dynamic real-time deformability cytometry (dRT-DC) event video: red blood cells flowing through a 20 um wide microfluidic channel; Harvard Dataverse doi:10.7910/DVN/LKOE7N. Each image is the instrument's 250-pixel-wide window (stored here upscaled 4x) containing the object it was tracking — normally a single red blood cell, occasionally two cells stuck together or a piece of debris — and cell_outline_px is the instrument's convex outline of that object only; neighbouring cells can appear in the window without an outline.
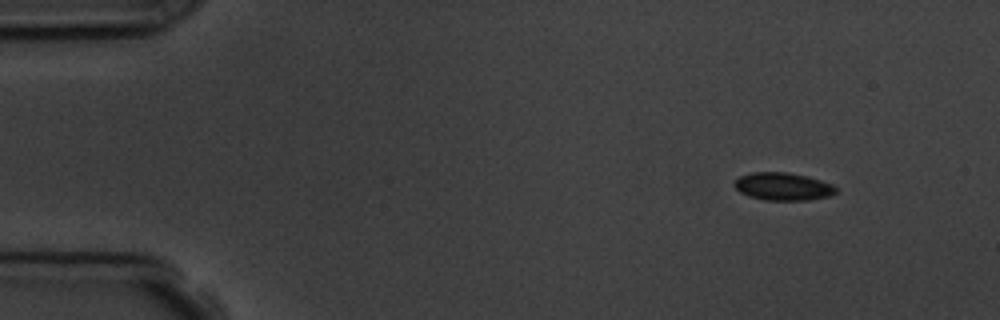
{"species": "common noctule bat (a hibernating species)", "species_latin": "Nyctalus noctula", "temperature_condition": "room temperature", "stored_images_in_passage": 4, "camera_frame_rate_fps": 3000, "um_per_image_px": 0.085, "animal": {"sex": "male", "body_mass_g": 19.5, "forearm_length_mm": 54.6}, "frame": {"image": 1, "passage_image": 1, "time_ms": 0.0, "image_size_px": [1000, 320], "cell_outline_px": [[836, 192], [828, 196], [808, 200], [764, 200], [740, 192], [732, 184], [732, 180], [740, 176], [752, 172], [788, 172], [808, 176], [832, 184], [836, 188]], "centroid_in_image_um": [66.52, 15.84], "position_along_channel_um": 18.5, "area_um2": 16.42}}
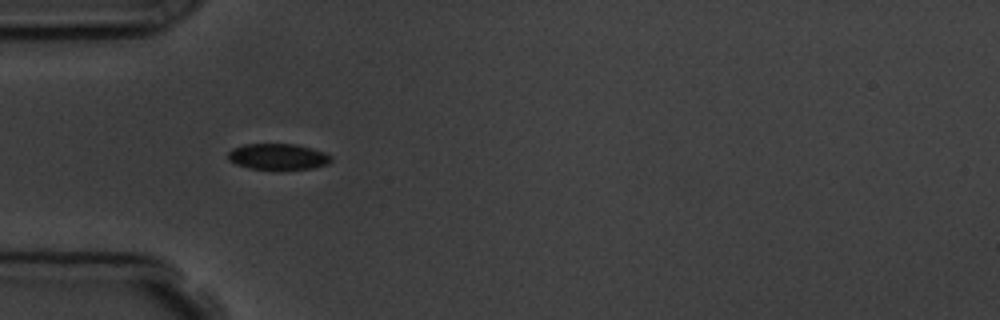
{"frame": {"image": 2, "passage_image": 4, "time_ms": 3.667, "image_size_px": [1000, 320], "cell_outline_px": [[332, 160], [328, 164], [312, 168], [248, 168], [236, 164], [228, 160], [228, 152], [232, 148], [244, 144], [296, 144], [312, 148], [324, 152], [332, 156]], "centroid_in_image_um": [23.62, 13.29], "position_along_channel_um": 61.4, "area_um2": 15.43}}